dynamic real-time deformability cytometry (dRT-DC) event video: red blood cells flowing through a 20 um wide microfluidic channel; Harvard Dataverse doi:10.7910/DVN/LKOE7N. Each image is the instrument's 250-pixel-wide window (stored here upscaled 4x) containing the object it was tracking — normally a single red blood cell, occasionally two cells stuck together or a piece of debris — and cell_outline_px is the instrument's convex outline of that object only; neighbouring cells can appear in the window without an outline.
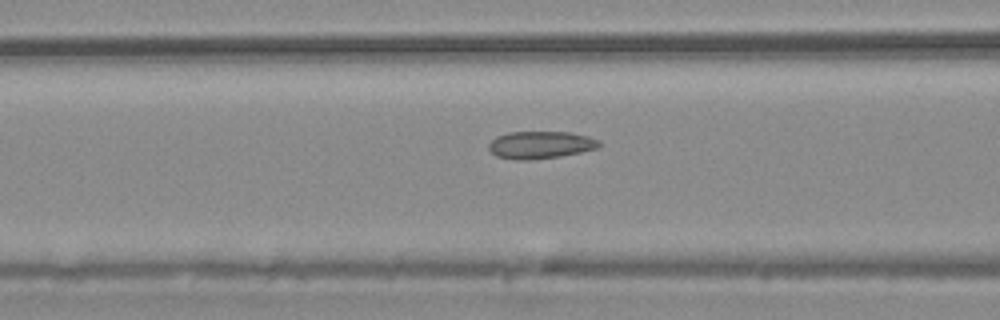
{"species": "common noctule bat (a hibernating species)", "species_latin": "Nyctalus noctula", "temperature_condition": "warm", "stored_images_in_passage": 54, "camera_frame_rate_fps": 3000, "um_per_image_px": 0.085, "animal": {"sex": "male", "body_mass_g": 20.4}, "frame": {"image": 1, "passage_image": 22, "time_ms": 7.0, "image_size_px": [1000, 320], "cell_outline_px": [[600, 144], [596, 148], [580, 152], [560, 156], [532, 160], [516, 160], [496, 156], [488, 148], [488, 144], [496, 136], [508, 132], [572, 132], [588, 136], [600, 140]], "centroid_in_image_um": [45.92, 12.31], "position_along_channel_um": 120.7, "area_um2": 17.69}}
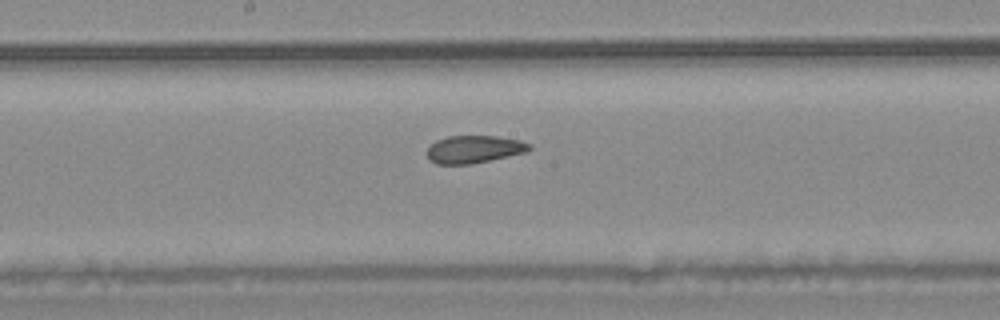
{"frame": {"image": 2, "passage_image": 29, "time_ms": 9.333, "image_size_px": [1000, 320], "cell_outline_px": [[532, 148], [524, 152], [508, 156], [472, 164], [436, 164], [428, 160], [428, 148], [436, 140], [448, 136], [496, 136], [520, 140], [532, 144]], "centroid_in_image_um": [40.29, 12.69], "position_along_channel_um": 207.9, "area_um2": 16.42}}
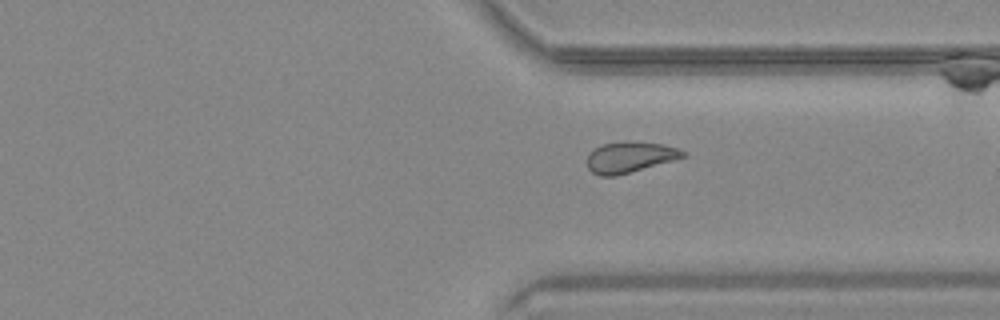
{"frame": {"image": 3, "passage_image": 41, "time_ms": 13.333, "image_size_px": [1000, 320], "cell_outline_px": [[684, 156], [672, 160], [616, 176], [600, 176], [592, 172], [588, 168], [588, 156], [596, 148], [604, 144], [628, 140], [660, 144], [676, 148], [684, 152]], "centroid_in_image_um": [53.49, 13.35], "position_along_channel_um": 357.9, "area_um2": 16.76}, "authors_computed_cell_mechanics": {"area_um2": 18.0625, "velocity_mm_per_s": 3.7353, "shape_relaxation_time_tau1_ms": null, "shape_relaxation_time_tau2_ms": 2.0614, "deformation_change_tau1": null, "deformation_change_tau2": 0.0675}}